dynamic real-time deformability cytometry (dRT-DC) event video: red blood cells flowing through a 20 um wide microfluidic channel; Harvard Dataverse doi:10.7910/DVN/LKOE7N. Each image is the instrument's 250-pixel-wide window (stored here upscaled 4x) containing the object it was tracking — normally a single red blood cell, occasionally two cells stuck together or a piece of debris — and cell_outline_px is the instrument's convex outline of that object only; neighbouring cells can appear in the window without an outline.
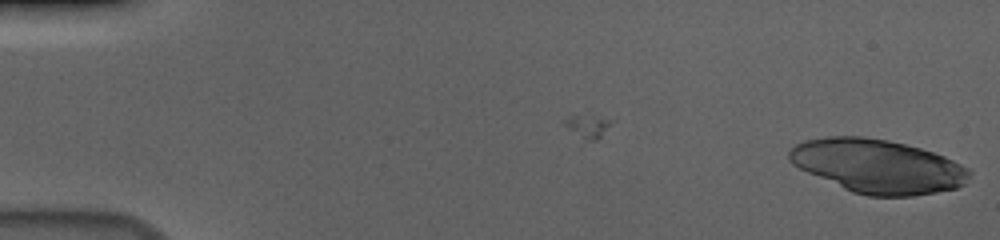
{"species": "human", "species_latin": "Homo sapiens", "temperature_condition": "cold", "stored_images_in_passage": 6, "camera_frame_rate_fps": 3000, "um_per_image_px": 0.085, "donor": {"sex": "male"}, "frame": {"image": 1, "passage_image": 6, "time_ms": 1.667, "image_size_px": [1000, 240], "cell_outline_px": [[972, 172], [964, 184], [956, 188], [936, 192], [912, 196], [868, 196], [852, 192], [808, 172], [792, 164], [788, 156], [788, 152], [796, 144], [804, 140], [824, 136], [864, 136], [888, 140], [920, 148], [944, 156], [968, 168]], "centroid_in_image_um": [74.6, 14.12], "position_along_channel_um": 10.4, "area_um2": 56.18}}